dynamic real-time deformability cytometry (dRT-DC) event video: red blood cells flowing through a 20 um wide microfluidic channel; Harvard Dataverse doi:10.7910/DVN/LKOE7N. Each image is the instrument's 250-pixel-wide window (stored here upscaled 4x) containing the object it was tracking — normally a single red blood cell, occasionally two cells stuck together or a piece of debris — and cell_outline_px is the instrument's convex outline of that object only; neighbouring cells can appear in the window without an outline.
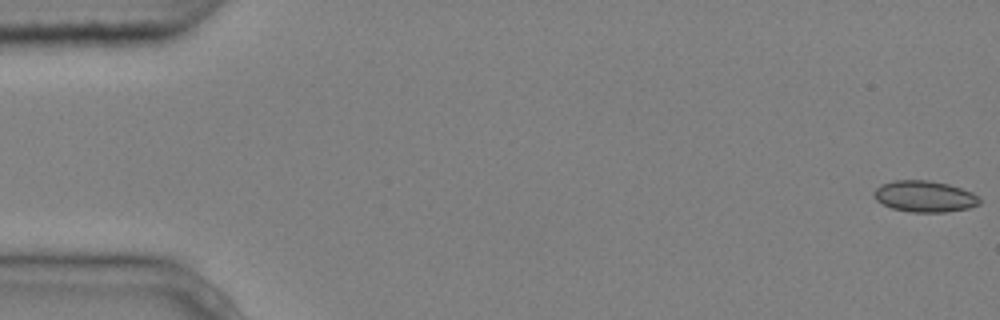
{"species": "common noctule bat (a hibernating species)", "species_latin": "Nyctalus noctula", "temperature_condition": "cold", "stored_images_in_passage": 5, "camera_frame_rate_fps": 3000, "um_per_image_px": 0.085, "animal": {"sex": "male", "body_mass_g": 20.4}, "frame": {"image": 1, "passage_image": 1, "time_ms": 0.0, "image_size_px": [1000, 320], "cell_outline_px": [[980, 204], [968, 208], [944, 212], [912, 212], [892, 208], [876, 200], [872, 196], [872, 192], [880, 184], [892, 180], [928, 180], [948, 184], [972, 192], [980, 200]], "centroid_in_image_um": [78.54, 16.68], "position_along_channel_um": 6.5, "area_um2": 19.25}}